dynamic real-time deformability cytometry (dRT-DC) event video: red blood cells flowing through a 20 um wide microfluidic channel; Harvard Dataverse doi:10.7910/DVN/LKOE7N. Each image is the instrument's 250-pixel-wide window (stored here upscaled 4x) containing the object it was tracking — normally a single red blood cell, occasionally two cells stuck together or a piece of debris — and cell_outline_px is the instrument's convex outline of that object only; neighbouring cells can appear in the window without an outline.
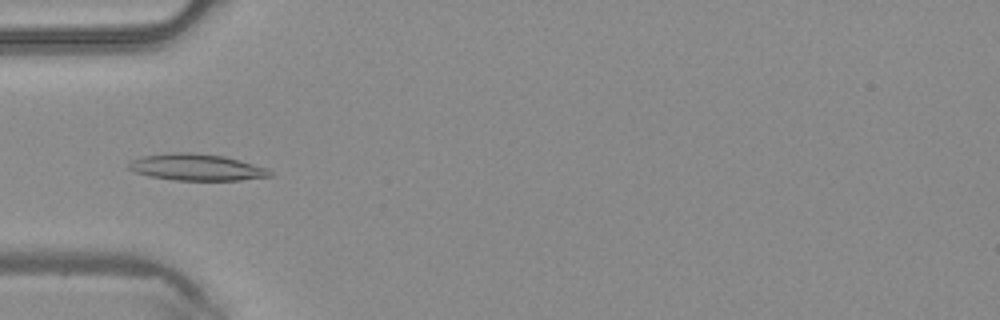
{"species": "common noctule bat (a hibernating species)", "species_latin": "Nyctalus noctula", "temperature_condition": "warm", "stored_images_in_passage": 37, "camera_frame_rate_fps": 3000, "um_per_image_px": 0.085, "animal": {"sex": "male", "body_mass_g": 20.4}, "frame": {"image": 1, "passage_image": 6, "time_ms": 1.667, "image_size_px": [1000, 320], "cell_outline_px": [[272, 176], [240, 180], [176, 180], [148, 176], [136, 172], [128, 168], [128, 164], [132, 160], [144, 156], [172, 152], [188, 152], [224, 156], [240, 160], [268, 168], [272, 172]], "centroid_in_image_um": [16.73, 14.22], "position_along_channel_um": 68.3, "area_um2": 21.79}}
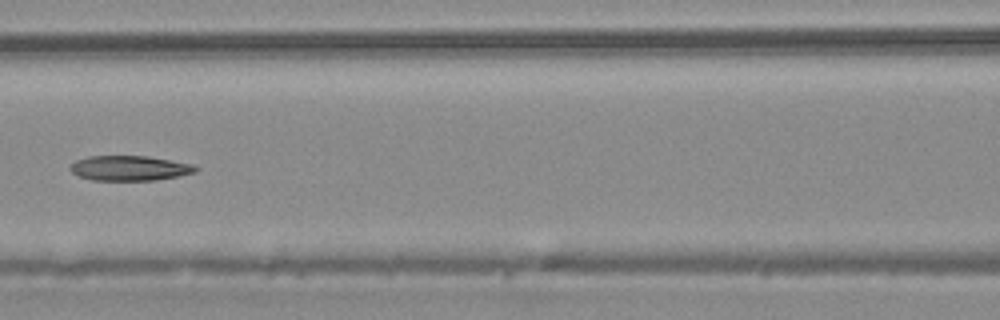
{"frame": {"image": 2, "passage_image": 12, "time_ms": 3.667, "image_size_px": [1000, 320], "cell_outline_px": [[200, 168], [196, 172], [156, 180], [92, 180], [80, 176], [72, 172], [68, 168], [76, 160], [88, 156], [148, 156], [192, 164]], "centroid_in_image_um": [11.01, 14.29], "position_along_channel_um": 155.6, "area_um2": 18.15}}
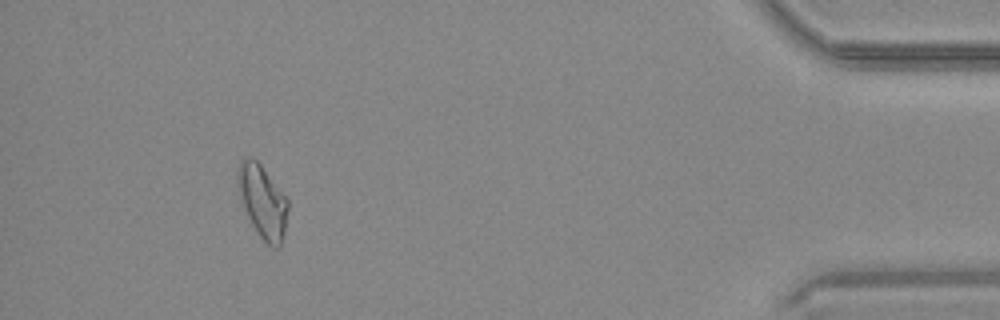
{"frame": {"image": 3, "passage_image": 34, "time_ms": 11.0, "image_size_px": [1000, 320], "cell_outline_px": [[288, 208], [284, 232], [280, 244], [276, 248], [272, 248], [260, 236], [252, 224], [248, 216], [240, 196], [236, 180], [236, 172], [240, 160], [256, 160], [260, 164], [288, 200]], "centroid_in_image_um": [22.31, 17.13], "position_along_channel_um": 412.9, "area_um2": 20.69}}